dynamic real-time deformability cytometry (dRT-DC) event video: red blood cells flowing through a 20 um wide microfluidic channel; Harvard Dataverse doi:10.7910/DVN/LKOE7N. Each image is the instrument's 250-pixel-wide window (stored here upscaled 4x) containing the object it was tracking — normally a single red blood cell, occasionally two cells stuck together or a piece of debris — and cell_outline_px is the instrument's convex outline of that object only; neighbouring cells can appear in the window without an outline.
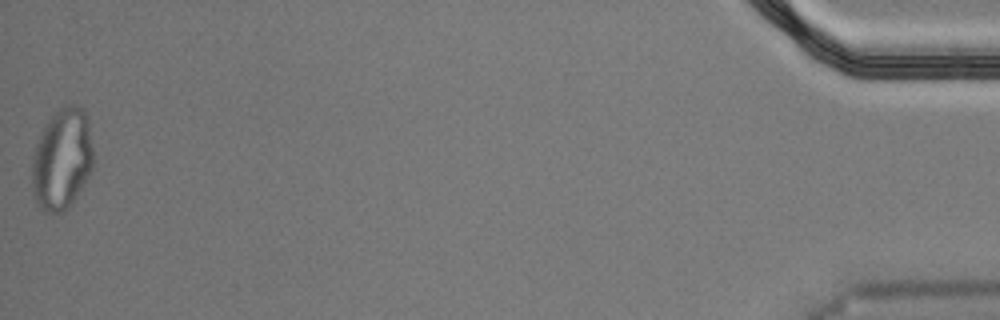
{"species": "Egyptian fruit bat (a non-hibernating species)", "species_latin": "Rousettus aegyptiacus", "temperature_condition": "cold", "stored_images_in_passage": 44, "segment_of_instrument_passage": [2, 2], "camera_frame_rate_fps": 3000, "um_per_image_px": 0.085, "animal": {"sex": "male"}, "frame": {"image": 1, "passage_image": 44, "time_ms": 14.333, "image_size_px": [1000, 320], "cell_outline_px": [[92, 168], [84, 184], [68, 208], [52, 216], [44, 212], [40, 208], [36, 200], [32, 188], [32, 164], [36, 144], [44, 128], [52, 116], [60, 108], [72, 104], [76, 104], [84, 108], [88, 120], [92, 148]], "centroid_in_image_um": [5.27, 13.56], "position_along_channel_um": 429.9, "area_um2": 35.95}}